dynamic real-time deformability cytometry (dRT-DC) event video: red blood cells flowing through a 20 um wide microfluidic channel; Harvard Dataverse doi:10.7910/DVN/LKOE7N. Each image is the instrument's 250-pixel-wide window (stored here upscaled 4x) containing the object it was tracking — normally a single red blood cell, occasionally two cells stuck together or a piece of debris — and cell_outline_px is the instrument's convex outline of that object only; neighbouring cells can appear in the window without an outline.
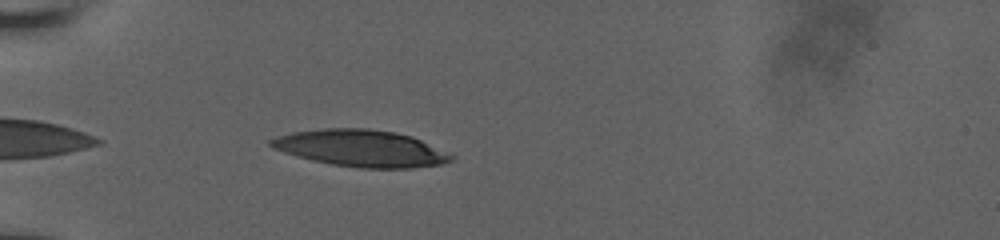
{"species": "human", "species_latin": "Homo sapiens", "temperature_condition": "room temperature", "stored_images_in_passage": 5, "camera_frame_rate_fps": 3000, "um_per_image_px": 0.085, "donor": {"sex": "male"}, "frame": {"image": 1, "passage_image": 1, "time_ms": 0.0, "image_size_px": [1000, 240], "cell_outline_px": [[456, 156], [452, 160], [444, 164], [412, 168], [360, 168], [332, 164], [312, 160], [296, 156], [272, 148], [268, 144], [268, 140], [292, 132], [324, 128], [368, 128], [396, 132], [412, 136]], "centroid_in_image_um": [30.7, 12.6], "position_along_channel_um": 54.3, "area_um2": 38.73}}
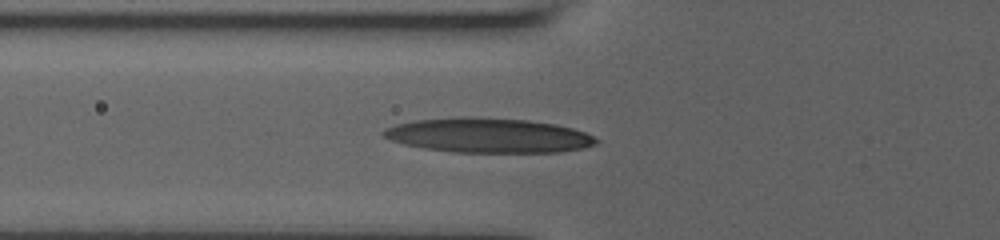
{"frame": {"image": 2, "passage_image": 4, "time_ms": 1.333, "image_size_px": [1000, 240], "cell_outline_px": [[600, 140], [596, 144], [580, 148], [560, 152], [452, 152], [424, 148], [404, 144], [392, 140], [384, 136], [380, 132], [384, 128], [396, 124], [416, 120], [460, 116], [464, 116], [528, 120], [556, 124], [572, 128], [584, 132]], "centroid_in_image_um": [41.48, 11.5], "position_along_channel_um": 84.3, "area_um2": 42.89}}